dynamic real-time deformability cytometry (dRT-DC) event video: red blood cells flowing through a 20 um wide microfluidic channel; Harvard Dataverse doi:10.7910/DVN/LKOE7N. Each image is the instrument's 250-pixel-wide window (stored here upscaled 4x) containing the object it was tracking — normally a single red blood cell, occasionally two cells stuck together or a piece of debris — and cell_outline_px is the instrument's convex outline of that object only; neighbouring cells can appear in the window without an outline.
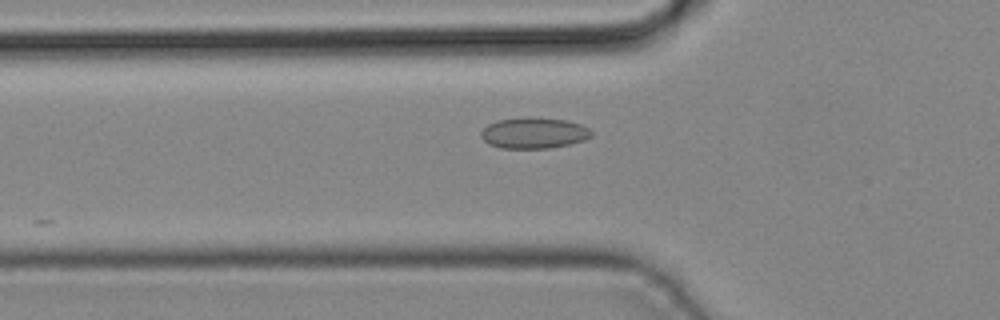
{"species": "common noctule bat (a hibernating species)", "species_latin": "Nyctalus noctula", "temperature_condition": "cold", "stored_images_in_passage": 8, "camera_frame_rate_fps": 3000, "um_per_image_px": 0.085, "animal": {"sex": "male", "body_mass_g": 19.2, "forearm_length_mm": 51.8}, "frame": {"image": 1, "passage_image": 4, "time_ms": 1.0, "image_size_px": [1000, 320], "cell_outline_px": [[592, 136], [584, 140], [572, 144], [548, 148], [500, 148], [488, 144], [480, 136], [480, 132], [488, 124], [496, 120], [528, 116], [564, 120], [580, 124], [588, 128], [592, 132]], "centroid_in_image_um": [45.36, 11.3], "position_along_channel_um": 80.4, "area_um2": 20.11}}
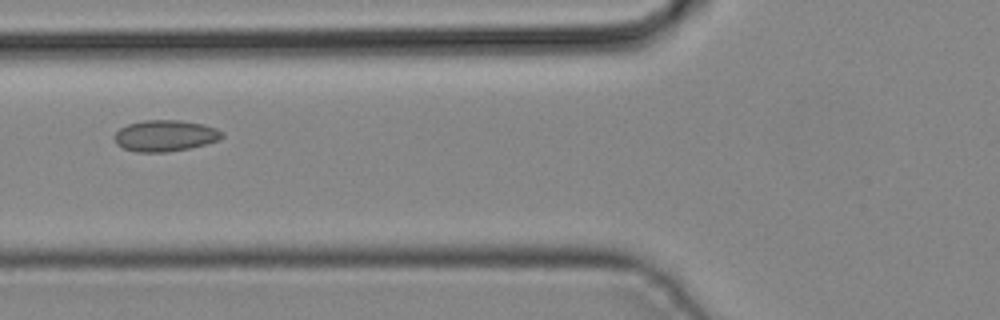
{"frame": {"image": 2, "passage_image": 6, "time_ms": 1.667, "image_size_px": [1000, 320], "cell_outline_px": [[224, 136], [220, 140], [188, 148], [168, 152], [136, 152], [124, 148], [116, 144], [112, 136], [120, 128], [128, 124], [144, 120], [180, 120], [204, 124], [216, 128], [224, 132]], "centroid_in_image_um": [14.03, 11.53], "position_along_channel_um": 111.8, "area_um2": 19.77}}
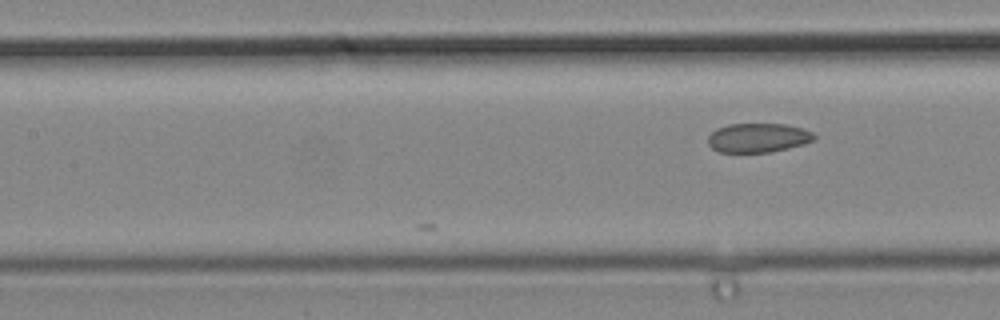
{"frame": {"image": 3, "passage_image": 8, "time_ms": 2.333, "image_size_px": [1000, 320], "cell_outline_px": [[816, 140], [804, 144], [788, 148], [768, 152], [720, 152], [712, 148], [708, 144], [708, 136], [716, 128], [728, 124], [784, 124], [804, 128], [812, 132], [816, 136]], "centroid_in_image_um": [64.45, 11.7], "position_along_channel_um": 142.9, "area_um2": 18.15}}